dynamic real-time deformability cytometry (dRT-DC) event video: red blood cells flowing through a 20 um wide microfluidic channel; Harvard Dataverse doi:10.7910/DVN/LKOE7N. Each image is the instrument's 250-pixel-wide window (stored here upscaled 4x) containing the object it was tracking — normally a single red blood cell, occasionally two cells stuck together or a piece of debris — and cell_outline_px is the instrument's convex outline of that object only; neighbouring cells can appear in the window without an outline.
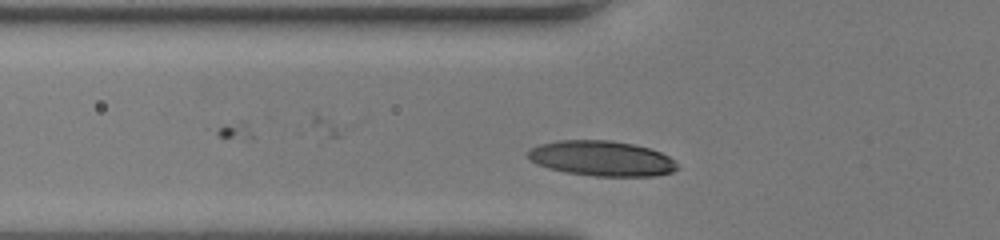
{"species": "human", "species_latin": "Homo sapiens", "temperature_condition": "room temperature", "stored_images_in_passage": 26, "camera_frame_rate_fps": 3000, "um_per_image_px": 0.085, "donor": {"sex": "female"}, "frame": {"image": 1, "passage_image": 3, "time_ms": 0.667, "image_size_px": [1000, 240], "cell_outline_px": [[680, 168], [672, 172], [656, 176], [596, 176], [568, 172], [548, 168], [536, 164], [528, 156], [528, 152], [532, 148], [540, 144], [560, 140], [612, 140], [636, 144], [660, 152], [668, 156]], "centroid_in_image_um": [51.17, 13.46], "position_along_channel_um": 74.6, "area_um2": 30.52}}
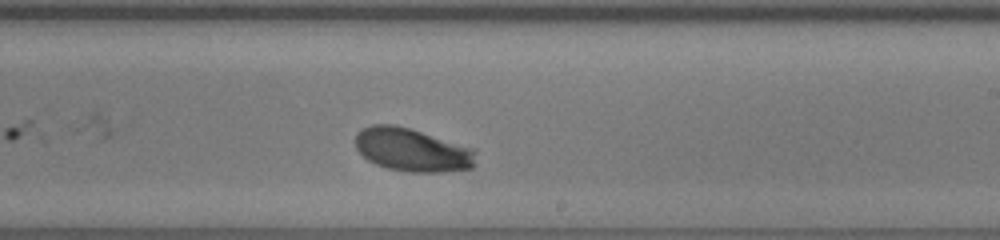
{"frame": {"image": 2, "passage_image": 16, "time_ms": 5.0, "image_size_px": [1000, 240], "cell_outline_px": [[476, 164], [472, 168], [444, 172], [408, 172], [388, 168], [376, 164], [368, 160], [356, 148], [356, 132], [360, 128], [372, 124], [392, 124], [408, 128], [476, 148]], "centroid_in_image_um": [35.07, 12.74], "position_along_channel_um": 253.9, "area_um2": 30.63}}
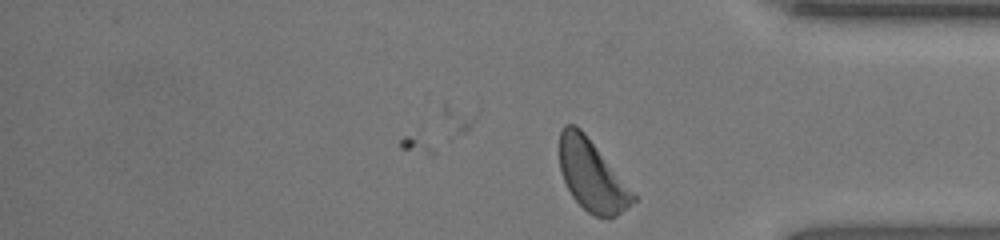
{"frame": {"image": 3, "passage_image": 26, "time_ms": 8.333, "image_size_px": [1000, 240], "cell_outline_px": [[636, 200], [616, 216], [596, 216], [588, 212], [572, 196], [564, 180], [560, 168], [560, 132], [564, 124], [576, 124], [584, 132], [636, 196]], "centroid_in_image_um": [50.28, 14.89], "position_along_channel_um": 384.9, "area_um2": 29.65}, "authors_computed_cell_mechanics": {"area_um2": 29.7092, "velocity_mm_per_s": 4.1635, "shape_relaxation_time_tau1_ms": 1.7218, "shape_relaxation_time_tau2_ms": null, "deformation_change_tau1": 0.1053, "deformation_change_tau2": null}}